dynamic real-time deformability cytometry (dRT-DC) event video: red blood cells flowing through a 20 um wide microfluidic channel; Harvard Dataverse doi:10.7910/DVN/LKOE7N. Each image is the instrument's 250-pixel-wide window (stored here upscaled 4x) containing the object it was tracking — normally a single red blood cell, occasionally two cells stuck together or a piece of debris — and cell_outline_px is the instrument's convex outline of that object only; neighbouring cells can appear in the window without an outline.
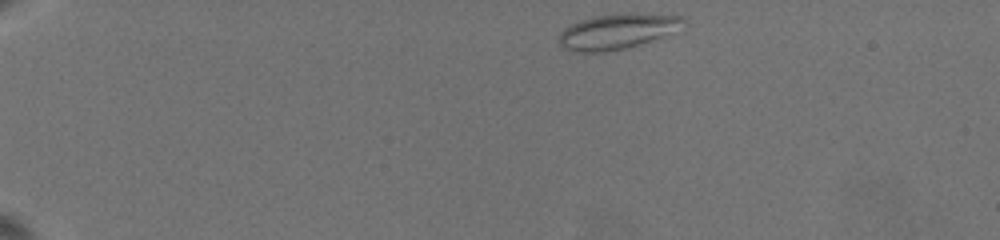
{"species": "common noctule bat (a hibernating species)", "species_latin": "Nyctalus noctula", "temperature_condition": "warm", "stored_images_in_passage": 90, "camera_frame_rate_fps": 3000, "um_per_image_px": 0.085, "animal": {"sex": "female", "body_mass_g": 19.5, "forearm_length_mm": 54.1}, "frame": {"image": 1, "passage_image": 3, "time_ms": 0.333, "image_size_px": [1000, 240], "cell_outline_px": [[688, 24], [660, 36], [624, 48], [604, 52], [572, 52], [564, 48], [560, 44], [560, 32], [564, 28], [580, 20], [596, 16], [628, 12], [680, 16]], "centroid_in_image_um": [52.42, 2.65], "position_along_channel_um": 32.6, "area_um2": 25.09}}
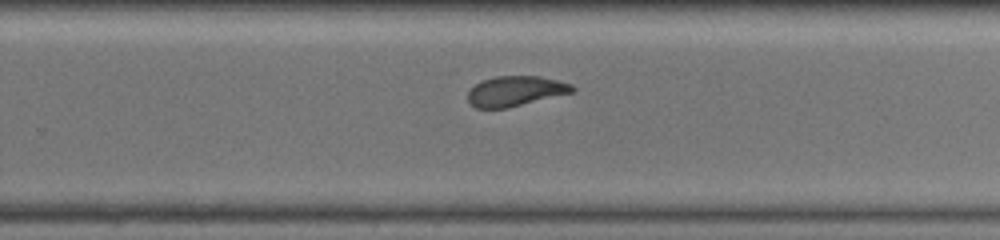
{"frame": {"image": 2, "passage_image": 63, "time_ms": 10.667, "image_size_px": [1000, 240], "cell_outline_px": [[576, 92], [508, 108], [476, 108], [468, 100], [468, 92], [480, 80], [496, 76], [540, 76], [572, 84], [576, 88]], "centroid_in_image_um": [43.86, 7.74], "position_along_channel_um": 285.9, "area_um2": 18.5}}
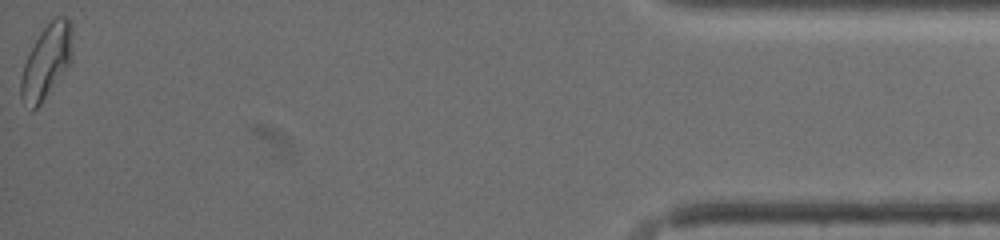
{"frame": {"image": 3, "passage_image": 89, "time_ms": 17.0, "image_size_px": [1000, 240], "cell_outline_px": [[72, 60], [40, 104], [36, 108], [32, 108], [20, 96], [20, 80], [24, 64], [36, 40], [52, 16], [64, 16], [72, 24]], "centroid_in_image_um": [3.98, 5.16], "position_along_channel_um": 431.2, "area_um2": 21.62}, "authors_computed_cell_mechanics": {"area_um2": 20.2589, "velocity_mm_per_s": 3.4683, "shape_relaxation_time_tau1_ms": 7.7028, "shape_relaxation_time_tau2_ms": 1.7012, "deformation_change_tau1": 0.1532, "deformation_change_tau2": 0.0826}}